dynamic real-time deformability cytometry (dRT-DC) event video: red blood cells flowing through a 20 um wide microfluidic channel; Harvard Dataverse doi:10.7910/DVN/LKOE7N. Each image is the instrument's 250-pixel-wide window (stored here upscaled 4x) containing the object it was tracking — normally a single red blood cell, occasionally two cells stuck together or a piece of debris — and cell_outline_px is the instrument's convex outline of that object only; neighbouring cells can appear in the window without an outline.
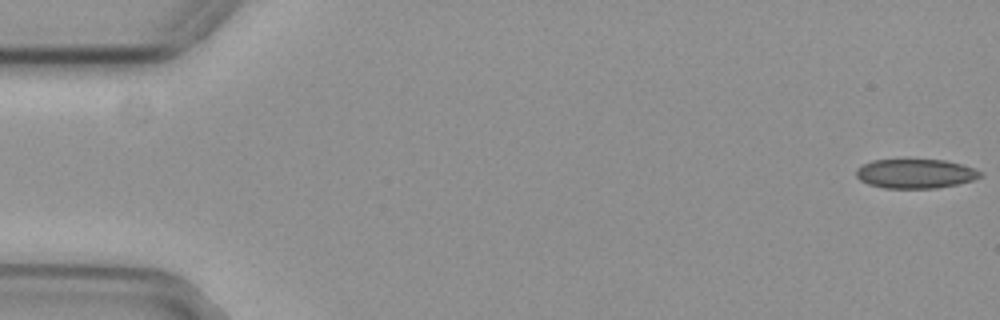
{"species": "common noctule bat (a hibernating species)", "species_latin": "Nyctalus noctula", "temperature_condition": "cold", "stored_images_in_passage": 6, "camera_frame_rate_fps": 3000, "um_per_image_px": 0.085, "animal": {"sex": "female", "body_mass_g": 29.2, "forearm_length_mm": 56.3}, "frame": {"image": 1, "passage_image": 1, "time_ms": 0.0, "image_size_px": [1000, 320], "cell_outline_px": [[984, 172], [980, 176], [972, 180], [956, 184], [936, 188], [884, 188], [868, 184], [860, 180], [856, 176], [856, 168], [872, 160], [908, 156], [944, 160], [964, 164], [976, 168]], "centroid_in_image_um": [77.79, 14.7], "position_along_channel_um": 7.2, "area_um2": 22.25}}